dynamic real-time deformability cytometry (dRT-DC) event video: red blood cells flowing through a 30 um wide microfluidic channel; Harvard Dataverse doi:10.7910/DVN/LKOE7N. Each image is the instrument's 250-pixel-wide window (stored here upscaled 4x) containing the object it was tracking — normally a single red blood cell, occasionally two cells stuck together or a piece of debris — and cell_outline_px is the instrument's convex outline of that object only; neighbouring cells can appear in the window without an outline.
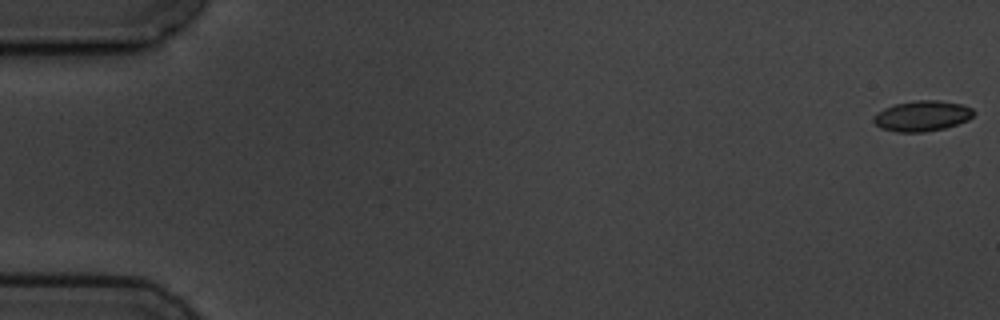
{"species": "common noctule bat (a hibernating species)", "species_latin": "Nyctalus noctula", "temperature_condition": "cold", "stored_images_in_passage": 6, "camera_frame_rate_fps": 3000, "um_per_image_px": 0.085, "animal": {"sex": "male", "body_mass_g": 19.5, "forearm_length_mm": 54.6}, "frame": {"image": 1, "passage_image": 1, "time_ms": 0.0, "image_size_px": [1000, 320], "cell_outline_px": [[976, 112], [968, 120], [944, 128], [924, 132], [896, 132], [880, 128], [872, 120], [872, 116], [884, 108], [896, 104], [916, 100], [940, 100], [960, 104], [972, 108]], "centroid_in_image_um": [78.36, 9.85], "position_along_channel_um": 6.6, "area_um2": 17.8}}
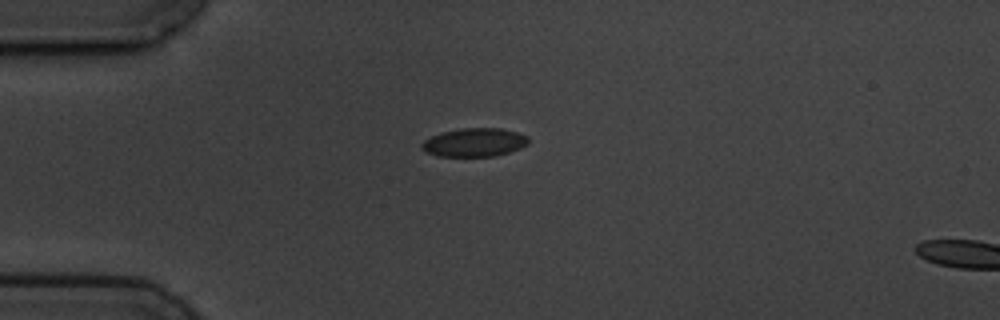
{"frame": {"image": 2, "passage_image": 5, "time_ms": 4.667, "image_size_px": [1000, 320], "cell_outline_px": [[528, 144], [520, 148], [496, 156], [436, 156], [420, 148], [420, 144], [424, 140], [440, 132], [464, 128], [500, 128], [516, 132], [528, 136]], "centroid_in_image_um": [40.31, 12.1], "position_along_channel_um": 44.7, "area_um2": 17.69}}